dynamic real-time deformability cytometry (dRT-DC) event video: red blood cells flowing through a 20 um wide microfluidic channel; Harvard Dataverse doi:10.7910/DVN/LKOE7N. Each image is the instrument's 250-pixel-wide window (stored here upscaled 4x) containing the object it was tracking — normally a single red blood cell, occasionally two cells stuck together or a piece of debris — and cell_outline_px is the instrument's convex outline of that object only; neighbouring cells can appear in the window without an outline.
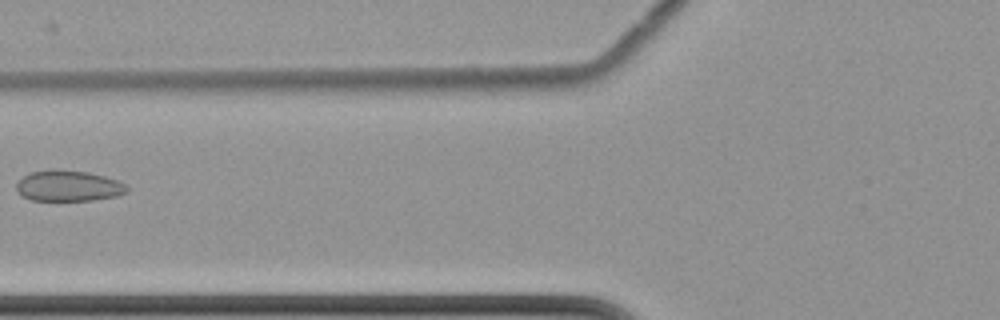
{"species": "common noctule bat (a hibernating species)", "species_latin": "Nyctalus noctula", "temperature_condition": "cold", "stored_images_in_passage": 7, "camera_frame_rate_fps": 3000, "um_per_image_px": 0.085, "animal": {"sex": "female", "body_mass_g": 22.7, "forearm_length_mm": 54.2}, "frame": {"image": 1, "passage_image": 5, "time_ms": 6.0, "image_size_px": [1000, 320], "cell_outline_px": [[128, 192], [116, 196], [92, 200], [32, 200], [16, 192], [16, 184], [24, 176], [32, 172], [52, 168], [88, 172], [104, 176], [116, 180], [124, 184], [128, 188]], "centroid_in_image_um": [5.8, 15.79], "position_along_channel_um": 120.0, "area_um2": 19.83}}
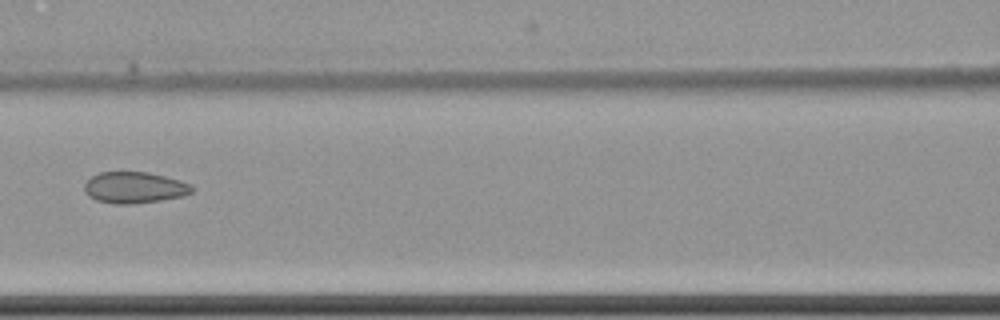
{"frame": {"image": 2, "passage_image": 6, "time_ms": 7.0, "image_size_px": [1000, 320], "cell_outline_px": [[196, 188], [192, 192], [184, 196], [160, 200], [132, 204], [112, 204], [96, 200], [88, 196], [84, 192], [84, 184], [92, 176], [100, 172], [148, 172], [180, 180], [192, 184]], "centroid_in_image_um": [11.44, 15.95], "position_along_channel_um": 155.2, "area_um2": 19.83}}
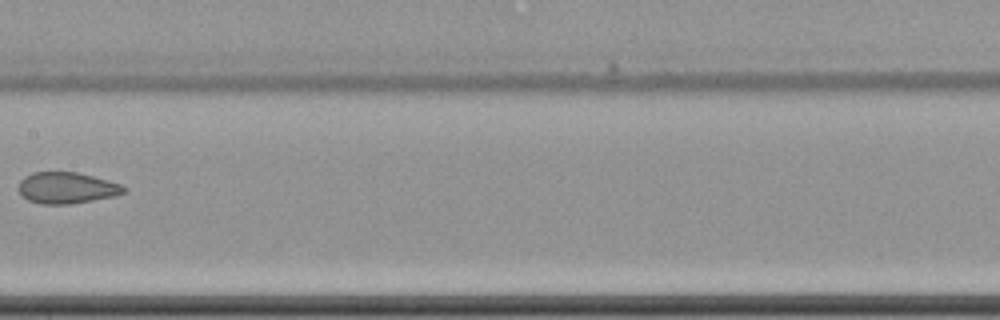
{"frame": {"image": 3, "passage_image": 7, "time_ms": 8.333, "image_size_px": [1000, 320], "cell_outline_px": [[128, 188], [124, 192], [116, 196], [68, 204], [40, 204], [28, 200], [20, 196], [16, 188], [20, 180], [24, 176], [32, 172], [76, 172], [108, 180], [120, 184]], "centroid_in_image_um": [5.61, 15.97], "position_along_channel_um": 201.8, "area_um2": 19.42}}